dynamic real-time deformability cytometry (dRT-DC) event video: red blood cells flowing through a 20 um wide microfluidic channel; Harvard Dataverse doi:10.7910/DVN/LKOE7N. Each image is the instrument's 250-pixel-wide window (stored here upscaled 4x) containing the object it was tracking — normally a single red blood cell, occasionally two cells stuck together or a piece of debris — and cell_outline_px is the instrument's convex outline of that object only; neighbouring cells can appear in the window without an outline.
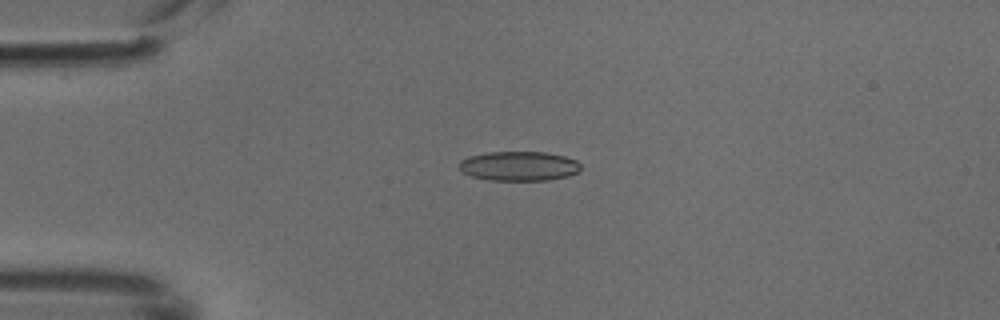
{"species": "common noctule bat (a hibernating species)", "species_latin": "Nyctalus noctula", "temperature_condition": "cold", "stored_images_in_passage": 5, "camera_frame_rate_fps": 3000, "um_per_image_px": 0.085, "animal": {"sex": "male", "body_mass_g": 18.8}, "frame": {"image": 1, "passage_image": 4, "time_ms": 1.0, "image_size_px": [1000, 320], "cell_outline_px": [[580, 168], [576, 172], [568, 176], [548, 180], [488, 180], [472, 176], [464, 172], [460, 168], [460, 160], [468, 156], [484, 152], [544, 152], [564, 156], [576, 160], [580, 164]], "centroid_in_image_um": [44.1, 14.11], "position_along_channel_um": 40.9, "area_um2": 20.81}}